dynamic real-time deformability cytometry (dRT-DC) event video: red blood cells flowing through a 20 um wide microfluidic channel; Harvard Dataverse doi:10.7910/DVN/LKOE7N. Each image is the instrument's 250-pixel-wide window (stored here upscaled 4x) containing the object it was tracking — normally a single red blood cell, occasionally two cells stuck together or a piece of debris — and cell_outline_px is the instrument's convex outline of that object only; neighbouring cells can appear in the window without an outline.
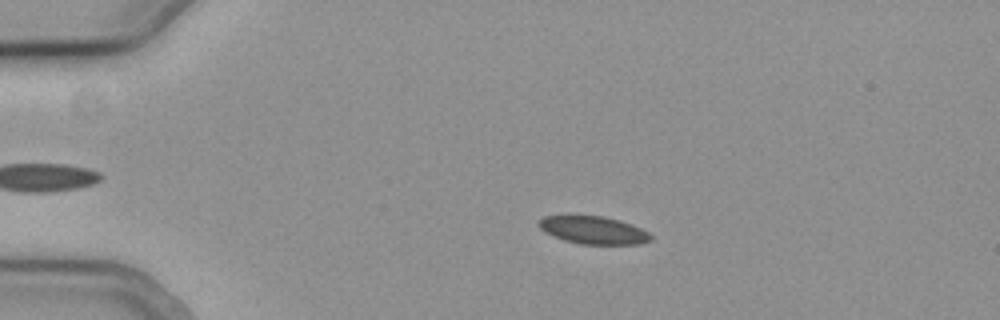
{"species": "common noctule bat (a hibernating species)", "species_latin": "Nyctalus noctula", "temperature_condition": "cold", "stored_images_in_passage": 56, "camera_frame_rate_fps": 3000, "um_per_image_px": 0.085, "animal": {"sex": "female", "body_mass_g": 19.3, "forearm_length_mm": 54.1}, "frame": {"image": 1, "passage_image": 12, "time_ms": 3.667, "image_size_px": [1000, 320], "cell_outline_px": [[652, 240], [640, 244], [580, 244], [564, 240], [552, 236], [544, 232], [536, 224], [544, 216], [604, 216], [620, 220], [632, 224], [648, 232], [652, 236]], "centroid_in_image_um": [50.44, 19.57], "position_along_channel_um": 34.6, "area_um2": 18.15}}
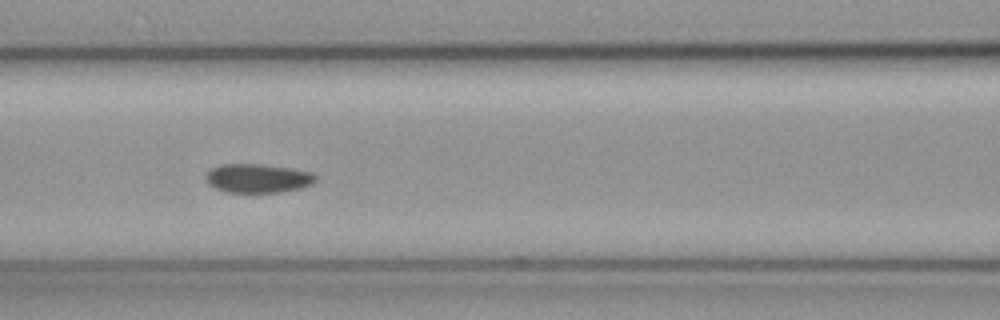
{"frame": {"image": 2, "passage_image": 25, "time_ms": 8.0, "image_size_px": [1000, 320], "cell_outline_px": [[316, 180], [312, 184], [300, 188], [280, 192], [224, 192], [208, 184], [204, 176], [212, 168], [220, 164], [260, 164], [288, 168], [312, 172], [316, 176]], "centroid_in_image_um": [21.89, 15.15], "position_along_channel_um": 144.7, "area_um2": 18.44}}
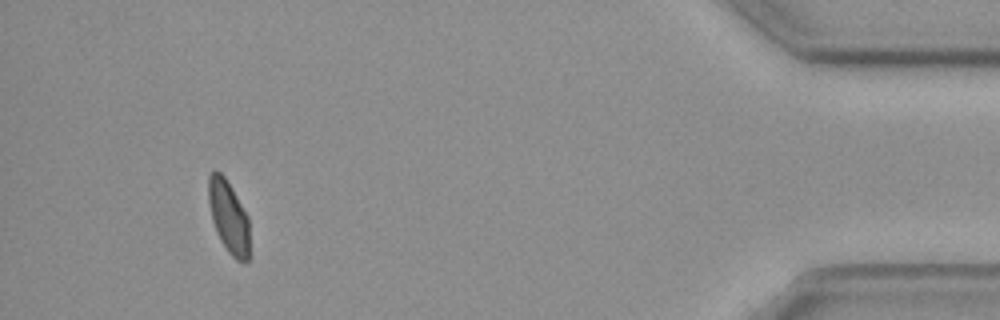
{"frame": {"image": 3, "passage_image": 52, "time_ms": 17.0, "image_size_px": [1000, 320], "cell_outline_px": [[248, 260], [244, 264], [236, 260], [228, 252], [220, 240], [216, 232], [212, 220], [208, 200], [208, 176], [216, 168], [224, 176], [232, 188], [248, 216]], "centroid_in_image_um": [19.41, 18.42], "position_along_channel_um": 415.8, "area_um2": 17.4}, "authors_computed_cell_mechanics": {"area_um2": 18.3804, "velocity_mm_per_s": 3.7521, "shape_relaxation_time_tau1_ms": 2.8027, "shape_relaxation_time_tau2_ms": null, "deformation_change_tau1": 0.0453, "deformation_change_tau2": null}}